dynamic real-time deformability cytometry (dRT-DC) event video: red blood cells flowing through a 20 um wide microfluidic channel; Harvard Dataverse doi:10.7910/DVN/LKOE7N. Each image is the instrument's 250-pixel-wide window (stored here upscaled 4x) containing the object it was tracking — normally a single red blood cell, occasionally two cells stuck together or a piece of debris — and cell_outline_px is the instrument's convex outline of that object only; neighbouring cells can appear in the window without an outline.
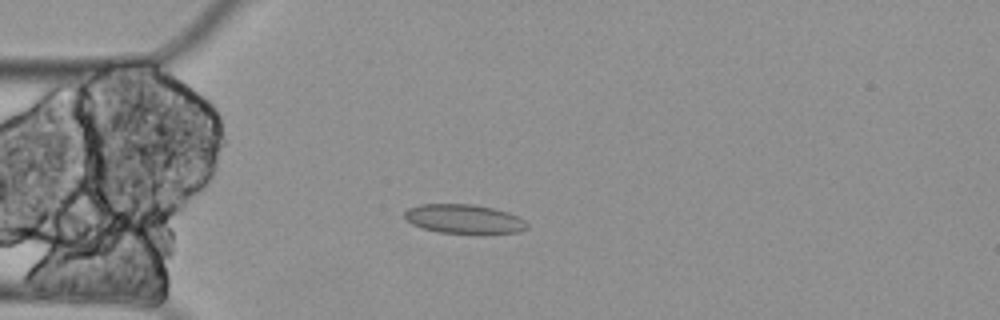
{"species": "Egyptian fruit bat (a non-hibernating species)", "species_latin": "Rousettus aegyptiacus", "temperature_condition": "cold", "stored_images_in_passage": 6, "camera_frame_rate_fps": 3000, "um_per_image_px": 0.085, "animal": {"sex": "female"}, "frame": {"image": 1, "passage_image": 5, "time_ms": 1.333, "image_size_px": [1000, 320], "cell_outline_px": [[528, 228], [520, 232], [440, 232], [424, 228], [412, 224], [404, 220], [404, 212], [408, 208], [420, 204], [472, 204], [492, 208], [508, 212], [524, 220], [528, 224]], "centroid_in_image_um": [39.4, 18.59], "position_along_channel_um": 45.6, "area_um2": 20.4}}